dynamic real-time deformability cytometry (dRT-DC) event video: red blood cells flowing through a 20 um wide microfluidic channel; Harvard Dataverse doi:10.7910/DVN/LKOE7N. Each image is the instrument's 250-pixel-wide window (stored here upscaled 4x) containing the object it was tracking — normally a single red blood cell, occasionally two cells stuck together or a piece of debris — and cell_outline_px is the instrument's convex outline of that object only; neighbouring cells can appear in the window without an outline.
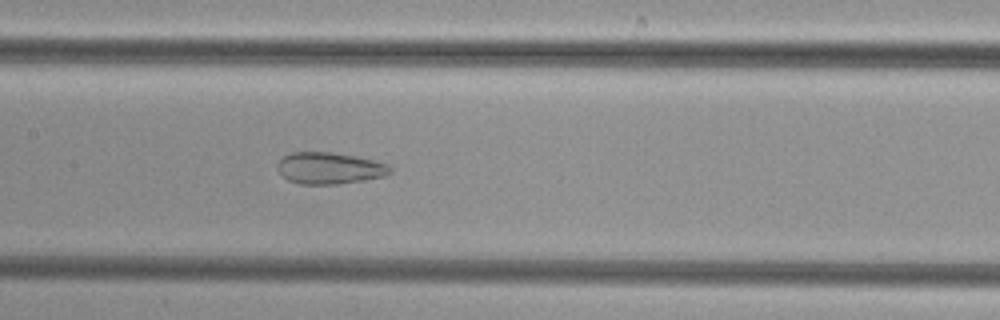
{"species": "common noctule bat (a hibernating species)", "species_latin": "Nyctalus noctula", "temperature_condition": "cold", "stored_images_in_passage": 51, "camera_frame_rate_fps": 3000, "um_per_image_px": 0.085, "animal": {"sex": "female", "body_mass_g": 29.2, "forearm_length_mm": 56.3}, "frame": {"image": 1, "passage_image": 25, "time_ms": 8.0, "image_size_px": [1000, 320], "cell_outline_px": [[392, 172], [384, 176], [364, 180], [340, 184], [300, 184], [288, 180], [276, 168], [276, 164], [284, 156], [292, 152], [332, 152], [356, 156], [388, 164], [392, 168]], "centroid_in_image_um": [28.01, 14.29], "position_along_channel_um": 179.4, "area_um2": 20.81}}
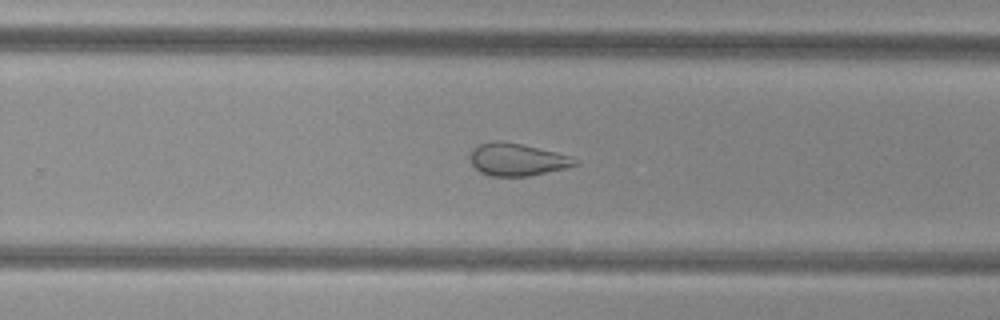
{"frame": {"image": 2, "passage_image": 33, "time_ms": 10.667, "image_size_px": [1000, 320], "cell_outline_px": [[580, 164], [568, 168], [528, 176], [488, 176], [480, 172], [472, 164], [468, 156], [472, 148], [480, 144], [492, 140], [496, 140], [520, 144], [556, 152], [572, 156], [580, 160]], "centroid_in_image_um": [43.97, 13.56], "position_along_channel_um": 285.8, "area_um2": 20.11}}
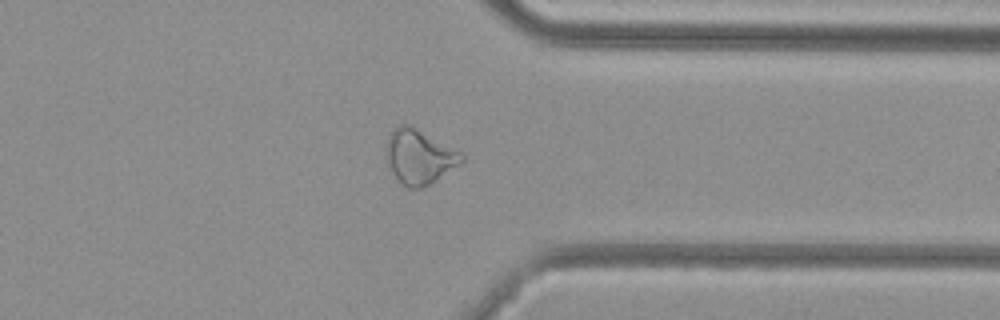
{"frame": {"image": 3, "passage_image": 40, "time_ms": 13.0, "image_size_px": [1000, 320], "cell_outline_px": [[464, 160], [460, 164], [428, 184], [420, 188], [408, 188], [392, 172], [384, 160], [384, 148], [388, 136], [392, 128], [400, 124], [408, 124], [460, 152], [464, 156]], "centroid_in_image_um": [35.56, 13.3], "position_along_channel_um": 375.8, "area_um2": 23.7}}